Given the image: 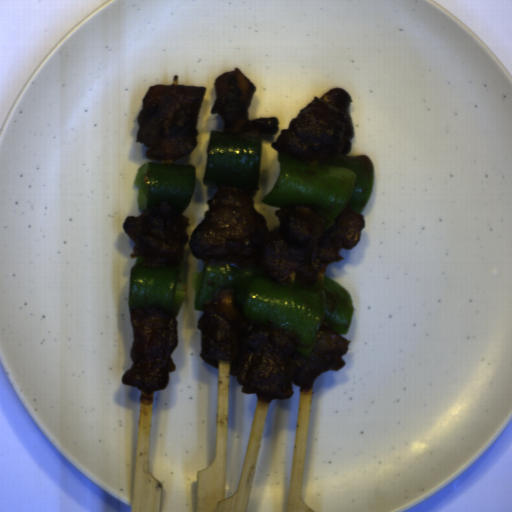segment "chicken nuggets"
Returning a JSON list of instances; mask_svg holds the SVG:
<instances>
[{
    "instance_id": "7",
    "label": "chicken nuggets",
    "mask_w": 512,
    "mask_h": 512,
    "mask_svg": "<svg viewBox=\"0 0 512 512\" xmlns=\"http://www.w3.org/2000/svg\"><path fill=\"white\" fill-rule=\"evenodd\" d=\"M214 87L216 100L210 114L223 119L221 133L271 141L279 132V119L276 117L248 120L256 87L239 68L215 78Z\"/></svg>"
},
{
    "instance_id": "6",
    "label": "chicken nuggets",
    "mask_w": 512,
    "mask_h": 512,
    "mask_svg": "<svg viewBox=\"0 0 512 512\" xmlns=\"http://www.w3.org/2000/svg\"><path fill=\"white\" fill-rule=\"evenodd\" d=\"M190 221V217L164 203L139 216L128 215L122 227L135 244L130 258L140 256L143 258L141 264L149 267L177 265L184 261Z\"/></svg>"
},
{
    "instance_id": "3",
    "label": "chicken nuggets",
    "mask_w": 512,
    "mask_h": 512,
    "mask_svg": "<svg viewBox=\"0 0 512 512\" xmlns=\"http://www.w3.org/2000/svg\"><path fill=\"white\" fill-rule=\"evenodd\" d=\"M206 88L148 87L137 115L136 141L147 147L149 160L171 161L189 156L197 146V123Z\"/></svg>"
},
{
    "instance_id": "1",
    "label": "chicken nuggets",
    "mask_w": 512,
    "mask_h": 512,
    "mask_svg": "<svg viewBox=\"0 0 512 512\" xmlns=\"http://www.w3.org/2000/svg\"><path fill=\"white\" fill-rule=\"evenodd\" d=\"M258 190L218 187L207 200L209 209L190 241L192 256L206 263L233 264L260 270L282 285H315L329 264L354 249L365 229L364 215L349 205L325 232L326 218L304 207H282L275 212L276 230L254 209Z\"/></svg>"
},
{
    "instance_id": "2",
    "label": "chicken nuggets",
    "mask_w": 512,
    "mask_h": 512,
    "mask_svg": "<svg viewBox=\"0 0 512 512\" xmlns=\"http://www.w3.org/2000/svg\"><path fill=\"white\" fill-rule=\"evenodd\" d=\"M231 288L215 291L202 305L198 322L201 332V359L219 368V360L230 363L242 392L270 400L290 399L293 384L310 389L325 372L339 371L350 340L334 329H319L308 357L297 353L301 336L268 321L259 324L235 307Z\"/></svg>"
},
{
    "instance_id": "5",
    "label": "chicken nuggets",
    "mask_w": 512,
    "mask_h": 512,
    "mask_svg": "<svg viewBox=\"0 0 512 512\" xmlns=\"http://www.w3.org/2000/svg\"><path fill=\"white\" fill-rule=\"evenodd\" d=\"M134 334L130 350L133 366L123 377V384L143 394L165 389L176 364L172 358L179 344L177 316L160 308L130 306Z\"/></svg>"
},
{
    "instance_id": "4",
    "label": "chicken nuggets",
    "mask_w": 512,
    "mask_h": 512,
    "mask_svg": "<svg viewBox=\"0 0 512 512\" xmlns=\"http://www.w3.org/2000/svg\"><path fill=\"white\" fill-rule=\"evenodd\" d=\"M351 105L349 93L340 87L320 98L314 96L271 147L285 157L313 164L347 157L355 137Z\"/></svg>"
}]
</instances>
